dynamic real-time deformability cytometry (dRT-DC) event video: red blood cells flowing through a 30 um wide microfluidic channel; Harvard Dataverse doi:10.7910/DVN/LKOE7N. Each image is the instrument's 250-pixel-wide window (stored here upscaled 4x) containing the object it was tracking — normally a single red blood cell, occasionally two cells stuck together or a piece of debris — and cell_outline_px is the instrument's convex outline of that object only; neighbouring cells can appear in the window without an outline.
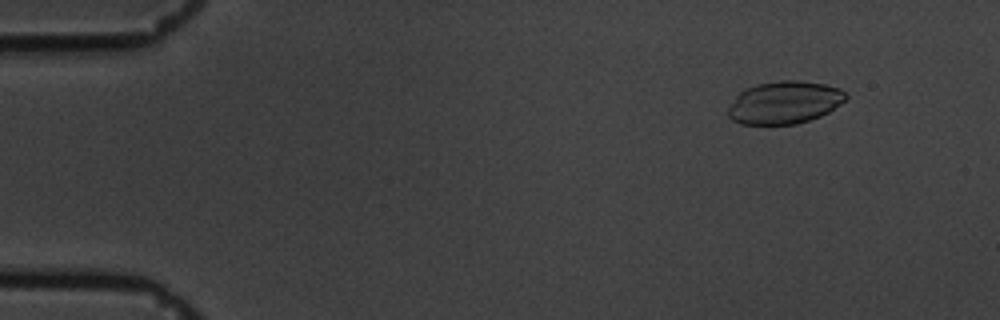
{"species": "common noctule bat (a hibernating species)", "species_latin": "Nyctalus noctula", "temperature_condition": "cold", "stored_images_in_passage": 55, "camera_frame_rate_fps": 3000, "um_per_image_px": 0.085, "animal": {"sex": "male", "body_mass_g": 19.5, "forearm_length_mm": 54.6}, "frame": {"image": 1, "passage_image": 2, "time_ms": 0.333, "image_size_px": [1000, 320], "cell_outline_px": [[848, 96], [840, 104], [828, 112], [820, 116], [796, 124], [740, 124], [732, 120], [728, 116], [728, 108], [736, 96], [744, 88], [756, 84], [784, 80], [800, 80], [824, 84], [840, 88]], "centroid_in_image_um": [66.66, 8.71], "position_along_channel_um": 18.3, "area_um2": 29.19}}
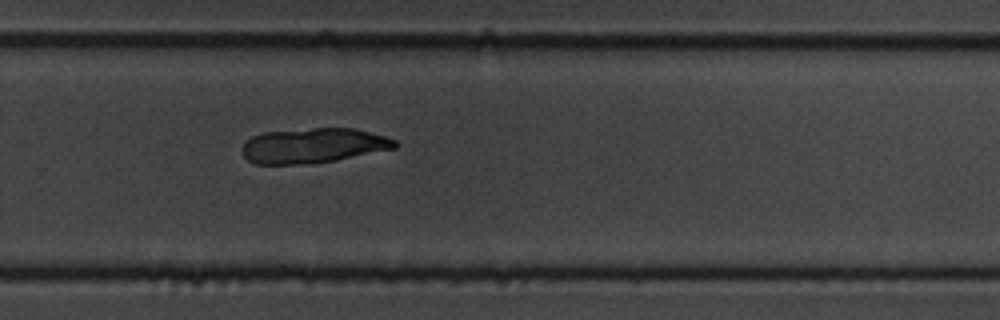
{"frame": {"image": 2, "passage_image": 36, "time_ms": 11.667, "image_size_px": [1000, 320], "cell_outline_px": [[400, 144], [396, 148], [336, 160], [304, 164], [252, 164], [240, 152], [240, 148], [252, 136], [264, 132], [312, 128], [352, 128], [384, 136], [396, 140]], "centroid_in_image_um": [26.6, 12.38], "position_along_channel_um": 303.2, "area_um2": 31.15}}
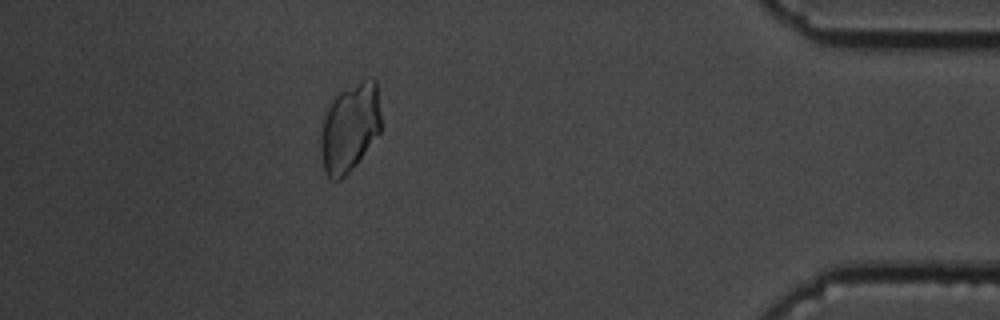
{"frame": {"image": 3, "passage_image": 49, "time_ms": 16.0, "image_size_px": [1000, 320], "cell_outline_px": [[380, 132], [356, 164], [340, 180], [328, 180], [324, 172], [320, 148], [320, 120], [332, 96], [360, 80], [368, 76], [372, 76], [376, 80], [380, 112]], "centroid_in_image_um": [29.68, 10.81], "position_along_channel_um": 405.5, "area_um2": 31.96}}